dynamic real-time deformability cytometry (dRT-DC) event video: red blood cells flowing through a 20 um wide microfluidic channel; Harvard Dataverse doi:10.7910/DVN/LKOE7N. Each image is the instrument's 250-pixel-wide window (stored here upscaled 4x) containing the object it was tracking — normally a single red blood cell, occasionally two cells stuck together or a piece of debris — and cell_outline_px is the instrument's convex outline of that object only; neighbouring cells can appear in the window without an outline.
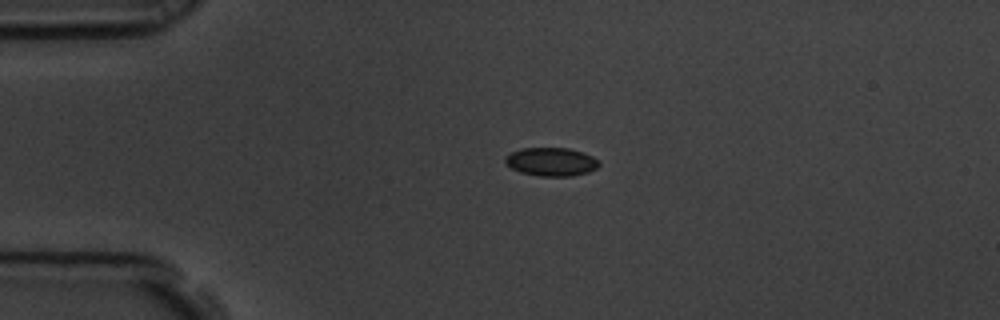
{"species": "common noctule bat (a hibernating species)", "species_latin": "Nyctalus noctula", "temperature_condition": "room temperature", "stored_images_in_passage": 2, "camera_frame_rate_fps": 3000, "um_per_image_px": 0.085, "animal": {"sex": "male", "body_mass_g": 19.5, "forearm_length_mm": 54.6}, "frame": {"image": 1, "passage_image": 1, "time_ms": 0.0, "image_size_px": [1000, 320], "cell_outline_px": [[600, 164], [596, 168], [588, 172], [572, 176], [540, 176], [520, 172], [512, 168], [504, 160], [512, 152], [520, 148], [568, 148], [584, 152], [592, 156]], "centroid_in_image_um": [46.87, 13.75], "position_along_channel_um": 38.1, "area_um2": 15.37}}